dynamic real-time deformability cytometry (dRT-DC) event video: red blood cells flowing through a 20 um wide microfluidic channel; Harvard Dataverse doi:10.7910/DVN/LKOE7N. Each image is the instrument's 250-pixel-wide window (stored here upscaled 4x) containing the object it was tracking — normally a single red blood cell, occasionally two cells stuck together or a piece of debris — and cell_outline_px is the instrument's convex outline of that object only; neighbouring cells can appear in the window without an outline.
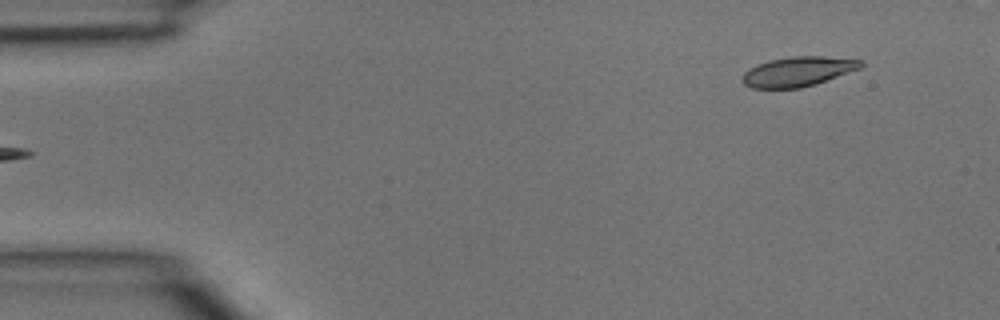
{"species": "common noctule bat (a hibernating species)", "species_latin": "Nyctalus noctula", "temperature_condition": "room temperature", "stored_images_in_passage": 4, "segment_of_instrument_passage": [2, 2], "camera_frame_rate_fps": 3000, "um_per_image_px": 0.085, "animal": {"sex": "male", "body_mass_g": 15.6}, "frame": {"image": 1, "passage_image": 4, "time_ms": 1.0, "image_size_px": [1000, 320], "cell_outline_px": [[864, 64], [860, 68], [816, 84], [800, 88], [752, 88], [744, 84], [744, 72], [748, 68], [768, 60], [792, 56], [824, 56], [864, 60]], "centroid_in_image_um": [67.85, 6.07], "position_along_channel_um": 17.2, "area_um2": 20.46}}